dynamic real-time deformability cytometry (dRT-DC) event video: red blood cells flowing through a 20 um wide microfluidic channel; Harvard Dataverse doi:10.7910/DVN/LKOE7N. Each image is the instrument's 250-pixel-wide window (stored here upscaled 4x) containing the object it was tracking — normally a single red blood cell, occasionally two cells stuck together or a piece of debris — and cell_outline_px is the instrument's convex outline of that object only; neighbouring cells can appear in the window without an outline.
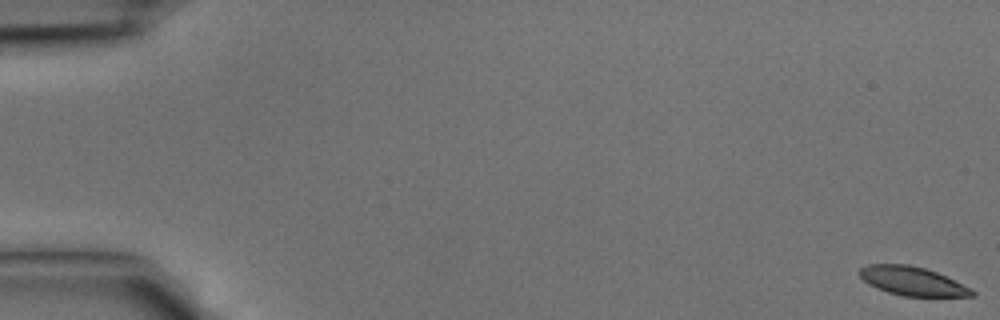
{"species": "common noctule bat (a hibernating species)", "species_latin": "Nyctalus noctula", "temperature_condition": "cold", "stored_images_in_passage": 43, "camera_frame_rate_fps": 3000, "um_per_image_px": 0.085, "animal": {"sex": "male", "body_mass_g": 15.6}, "frame": {"image": 1, "passage_image": 1, "time_ms": 0.0, "image_size_px": [1000, 320], "cell_outline_px": [[976, 296], [904, 296], [888, 292], [876, 288], [868, 284], [856, 272], [860, 268], [868, 264], [908, 264], [924, 268], [936, 272], [972, 288], [976, 292]], "centroid_in_image_um": [77.54, 23.89], "position_along_channel_um": 7.5, "area_um2": 18.9}}
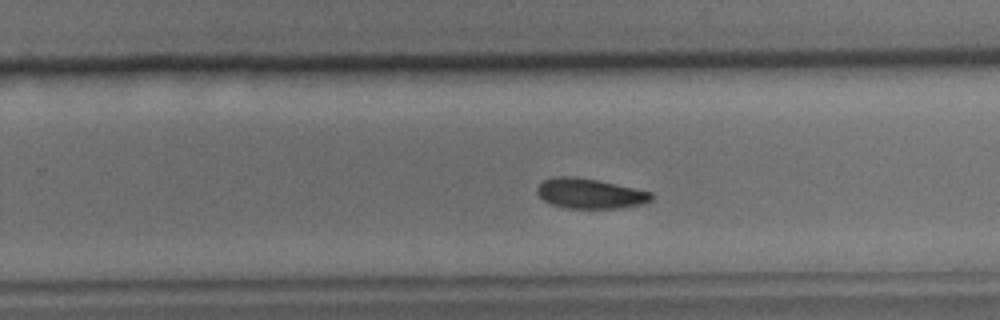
{"frame": {"image": 2, "passage_image": 28, "time_ms": 9.0, "image_size_px": [1000, 320], "cell_outline_px": [[652, 200], [640, 204], [616, 208], [568, 208], [552, 204], [544, 200], [536, 192], [536, 188], [544, 180], [556, 176], [576, 176], [596, 180], [652, 192]], "centroid_in_image_um": [50.11, 16.44], "position_along_channel_um": 279.7, "area_um2": 19.71}}
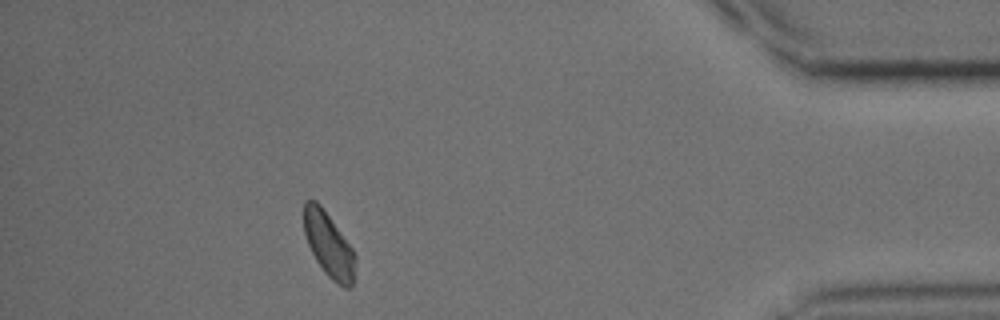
{"frame": {"image": 3, "passage_image": 39, "time_ms": 12.667, "image_size_px": [1000, 320], "cell_outline_px": [[356, 260], [352, 288], [344, 288], [332, 280], [324, 272], [316, 260], [308, 244], [304, 232], [304, 200], [316, 200], [320, 204], [352, 248], [356, 256]], "centroid_in_image_um": [27.95, 20.83], "position_along_channel_um": 407.3, "area_um2": 19.25}}